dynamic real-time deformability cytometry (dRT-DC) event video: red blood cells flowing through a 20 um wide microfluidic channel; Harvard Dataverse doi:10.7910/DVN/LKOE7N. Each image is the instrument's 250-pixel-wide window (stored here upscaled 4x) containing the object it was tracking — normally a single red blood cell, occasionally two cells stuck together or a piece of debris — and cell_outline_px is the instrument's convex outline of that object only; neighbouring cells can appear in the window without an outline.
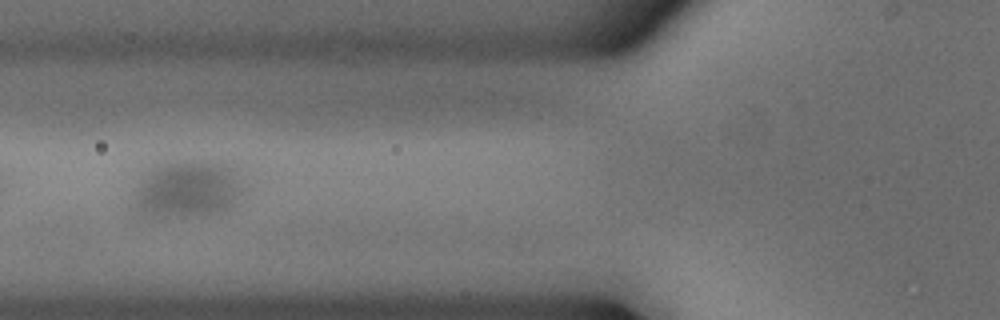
{"species": "common noctule bat (a hibernating species)", "species_latin": "Nyctalus noctula", "temperature_condition": "cold", "stored_images_in_passage": 7, "camera_frame_rate_fps": 3000, "um_per_image_px": 0.085, "animal": {"sex": "male", "body_mass_g": 18.8}, "frame": {"image": 1, "passage_image": 5, "time_ms": 1.333, "image_size_px": [1000, 320], "cell_outline_px": [[240, 204], [232, 212], [220, 216], [160, 220], [156, 220], [132, 216], [128, 208], [128, 204], [136, 188], [156, 168], [168, 164], [212, 164], [224, 168], [240, 188]], "centroid_in_image_um": [15.76, 16.41], "position_along_channel_um": 110.0, "area_um2": 36.82}}